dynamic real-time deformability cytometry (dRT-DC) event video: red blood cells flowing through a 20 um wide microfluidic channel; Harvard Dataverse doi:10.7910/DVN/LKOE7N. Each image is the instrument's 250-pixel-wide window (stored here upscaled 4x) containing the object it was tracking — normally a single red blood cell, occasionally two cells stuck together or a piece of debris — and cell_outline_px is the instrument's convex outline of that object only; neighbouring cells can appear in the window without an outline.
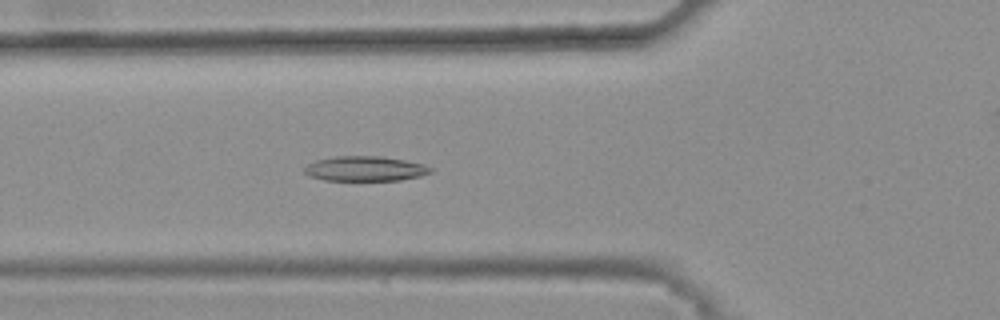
{"species": "common noctule bat (a hibernating species)", "species_latin": "Nyctalus noctula", "temperature_condition": "warm", "stored_images_in_passage": 25, "camera_frame_rate_fps": 3000, "um_per_image_px": 0.085, "animal": {"sex": "female", "body_mass_g": 25.1}, "frame": {"image": 1, "passage_image": 3, "time_ms": 0.667, "image_size_px": [1000, 320], "cell_outline_px": [[432, 172], [420, 176], [400, 180], [324, 180], [308, 176], [304, 172], [304, 168], [308, 164], [316, 160], [336, 156], [380, 156], [404, 160], [424, 164], [432, 168]], "centroid_in_image_um": [31.02, 14.34], "position_along_channel_um": 94.8, "area_um2": 18.26}}
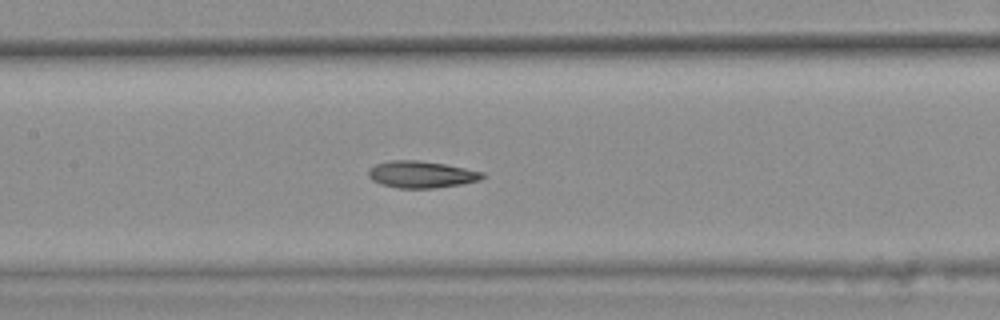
{"frame": {"image": 2, "passage_image": 9, "time_ms": 2.667, "image_size_px": [1000, 320], "cell_outline_px": [[484, 176], [480, 180], [460, 184], [432, 188], [400, 188], [380, 184], [372, 180], [368, 176], [368, 168], [376, 164], [392, 160], [416, 160], [444, 164], [484, 172]], "centroid_in_image_um": [35.78, 14.82], "position_along_channel_um": 171.6, "area_um2": 17.69}}
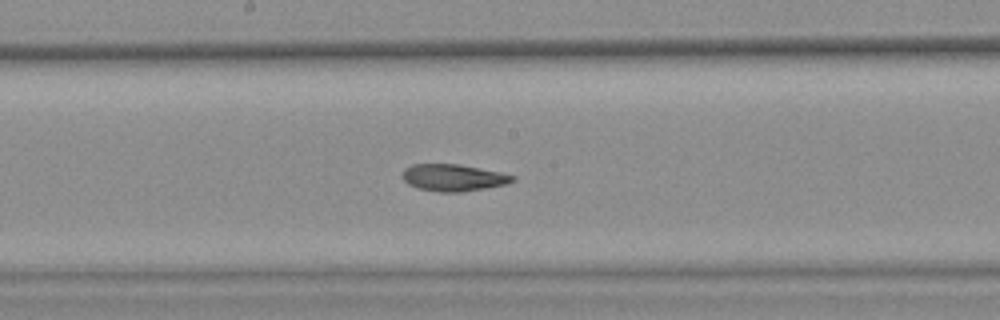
{"frame": {"image": 3, "passage_image": 12, "time_ms": 3.667, "image_size_px": [1000, 320], "cell_outline_px": [[516, 180], [508, 184], [464, 192], [440, 192], [416, 188], [408, 184], [404, 180], [404, 168], [412, 164], [460, 164], [500, 172], [516, 176]], "centroid_in_image_um": [38.57, 15.1], "position_along_channel_um": 209.6, "area_um2": 17.4}, "authors_computed_cell_mechanics": {"area_um2": 17.3978, "velocity_mm_per_s": 3.8274, "shape_relaxation_time_tau1_ms": 8.7528, "shape_relaxation_time_tau2_ms": 3.1681, "deformation_change_tau1": 0.1901, "deformation_change_tau2": 0.0971}}